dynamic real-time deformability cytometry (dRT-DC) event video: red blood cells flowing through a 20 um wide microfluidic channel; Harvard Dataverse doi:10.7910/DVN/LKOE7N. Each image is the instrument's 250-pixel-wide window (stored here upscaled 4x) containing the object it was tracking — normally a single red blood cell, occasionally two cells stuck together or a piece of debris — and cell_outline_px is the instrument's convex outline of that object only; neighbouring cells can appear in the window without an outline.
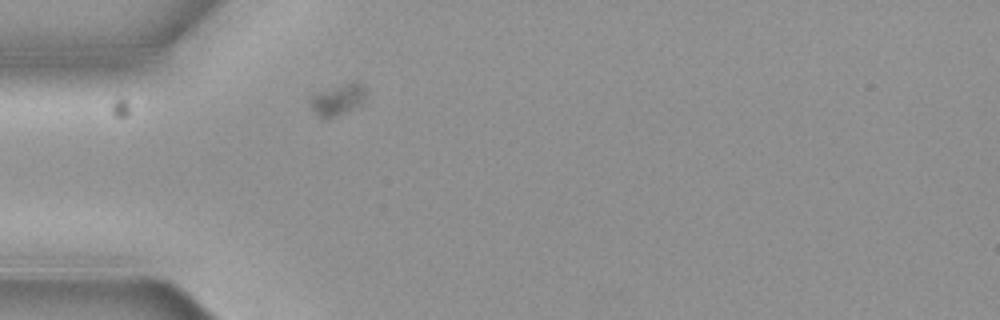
{"species": "common noctule bat (a hibernating species)", "species_latin": "Nyctalus noctula", "temperature_condition": "cold", "stored_images_in_passage": 2, "camera_frame_rate_fps": 3000, "um_per_image_px": 0.085, "animal": {"sex": "female", "body_mass_g": 19.3, "forearm_length_mm": 54.1}, "frame": {"image": 1, "passage_image": 2, "time_ms": 0.333, "image_size_px": [1000, 320], "cell_outline_px": [[368, 96], [360, 108], [328, 120], [320, 116], [308, 104], [308, 100], [312, 96], [320, 92], [352, 80], [356, 80], [364, 84], [368, 92]], "centroid_in_image_um": [28.84, 8.47], "position_along_channel_um": 56.2, "area_um2": 10.87}}